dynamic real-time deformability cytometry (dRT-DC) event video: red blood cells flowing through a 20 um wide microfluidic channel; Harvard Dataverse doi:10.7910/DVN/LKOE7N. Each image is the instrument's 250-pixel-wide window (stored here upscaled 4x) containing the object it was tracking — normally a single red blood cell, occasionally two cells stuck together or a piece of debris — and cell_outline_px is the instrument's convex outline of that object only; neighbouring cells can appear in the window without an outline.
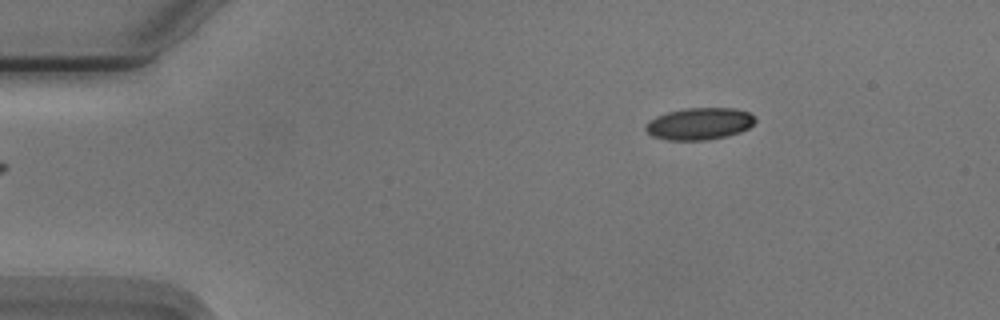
{"species": "Egyptian fruit bat (a non-hibernating species)", "species_latin": "Rousettus aegyptiacus", "temperature_condition": "cold", "stored_images_in_passage": 47, "camera_frame_rate_fps": 3000, "um_per_image_px": 0.085, "animal": {"sex": "male"}, "frame": {"image": 1, "passage_image": 1, "time_ms": 0.0, "image_size_px": [1000, 320], "cell_outline_px": [[756, 120], [748, 128], [740, 132], [724, 136], [704, 140], [668, 140], [652, 136], [644, 128], [648, 120], [656, 116], [668, 112], [684, 108], [736, 108], [748, 112], [756, 116]], "centroid_in_image_um": [59.44, 10.5], "position_along_channel_um": 25.6, "area_um2": 20.4}}
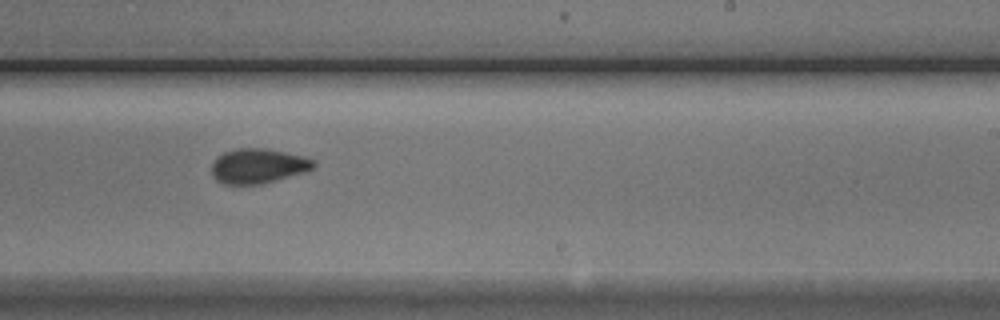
{"frame": {"image": 2, "passage_image": 26, "time_ms": 8.333, "image_size_px": [1000, 320], "cell_outline_px": [[316, 164], [312, 168], [300, 172], [260, 184], [224, 184], [216, 180], [212, 176], [212, 164], [224, 152], [236, 148], [268, 148], [300, 156], [312, 160]], "centroid_in_image_um": [21.86, 14.1], "position_along_channel_um": 267.1, "area_um2": 20.06}}
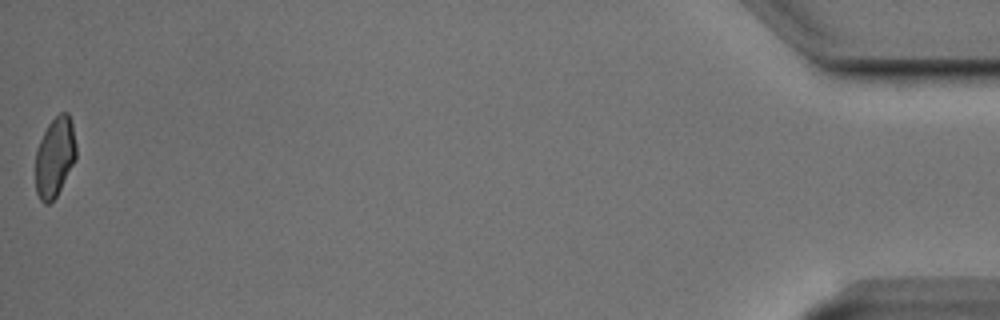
{"frame": {"image": 3, "passage_image": 47, "time_ms": 15.333, "image_size_px": [1000, 320], "cell_outline_px": [[76, 160], [56, 196], [48, 204], [44, 204], [40, 200], [36, 192], [36, 148], [48, 124], [60, 112], [68, 112], [72, 120], [76, 144]], "centroid_in_image_um": [4.67, 13.33], "position_along_channel_um": 430.5, "area_um2": 19.02}, "authors_computed_cell_mechanics": {"area_um2": 20.3456, "velocity_mm_per_s": 3.7498, "shape_relaxation_time_tau1_ms": 2.9812, "shape_relaxation_time_tau2_ms": 0.8995, "deformation_change_tau1": 0.1105, "deformation_change_tau2": 0.0523}}